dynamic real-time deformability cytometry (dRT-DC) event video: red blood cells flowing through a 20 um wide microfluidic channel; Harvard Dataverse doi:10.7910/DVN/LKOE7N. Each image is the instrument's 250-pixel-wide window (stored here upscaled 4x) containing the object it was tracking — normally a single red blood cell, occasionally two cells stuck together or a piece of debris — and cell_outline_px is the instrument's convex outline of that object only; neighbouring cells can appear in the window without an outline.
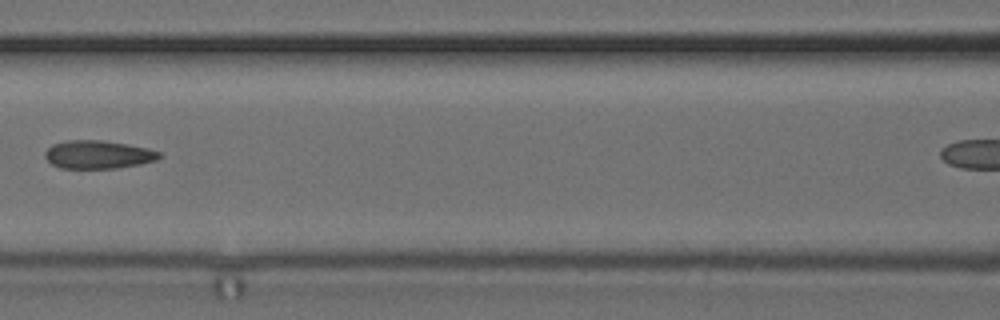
{"species": "common noctule bat (a hibernating species)", "species_latin": "Nyctalus noctula", "temperature_condition": "cold", "stored_images_in_passage": 7, "segment_of_instrument_passage": [1, 2], "camera_frame_rate_fps": 3000, "um_per_image_px": 0.085, "animal": {"sex": "female", "body_mass_g": 24.6, "forearm_length_mm": 56.2}, "frame": {"image": 1, "passage_image": 6, "time_ms": 6.0, "image_size_px": [1000, 320], "cell_outline_px": [[164, 156], [156, 160], [140, 164], [116, 168], [60, 168], [52, 164], [44, 156], [44, 152], [52, 144], [68, 140], [100, 140], [128, 144], [148, 148], [160, 152]], "centroid_in_image_um": [8.35, 13.13], "position_along_channel_um": 158.2, "area_um2": 18.84}}